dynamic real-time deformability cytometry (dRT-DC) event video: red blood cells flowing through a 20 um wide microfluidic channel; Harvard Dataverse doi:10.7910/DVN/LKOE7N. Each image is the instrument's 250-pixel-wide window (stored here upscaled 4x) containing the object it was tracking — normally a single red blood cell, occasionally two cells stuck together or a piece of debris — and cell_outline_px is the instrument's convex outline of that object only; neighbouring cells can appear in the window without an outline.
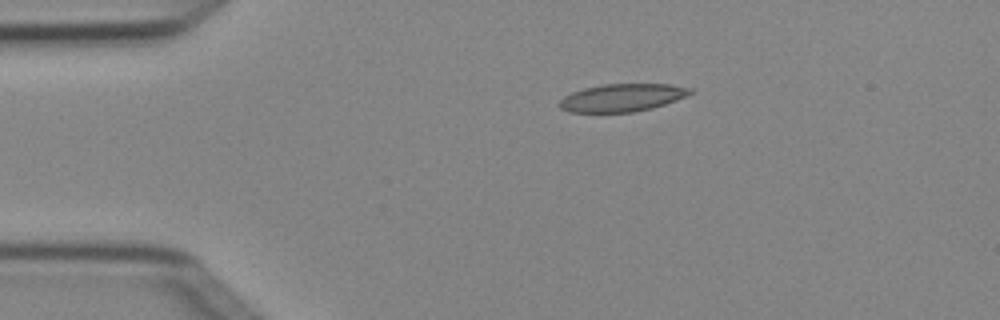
{"species": "Egyptian fruit bat (a non-hibernating species)", "species_latin": "Rousettus aegyptiacus", "temperature_condition": "cold", "stored_images_in_passage": 4, "camera_frame_rate_fps": 3000, "um_per_image_px": 0.085, "animal": {"sex": "female"}, "frame": {"image": 1, "passage_image": 2, "time_ms": 0.333, "image_size_px": [1000, 320], "cell_outline_px": [[696, 92], [688, 96], [652, 108], [632, 112], [568, 112], [560, 108], [556, 104], [564, 96], [572, 92], [584, 88], [604, 84], [672, 84], [692, 88]], "centroid_in_image_um": [52.9, 8.3], "position_along_channel_um": 32.1, "area_um2": 21.33}}
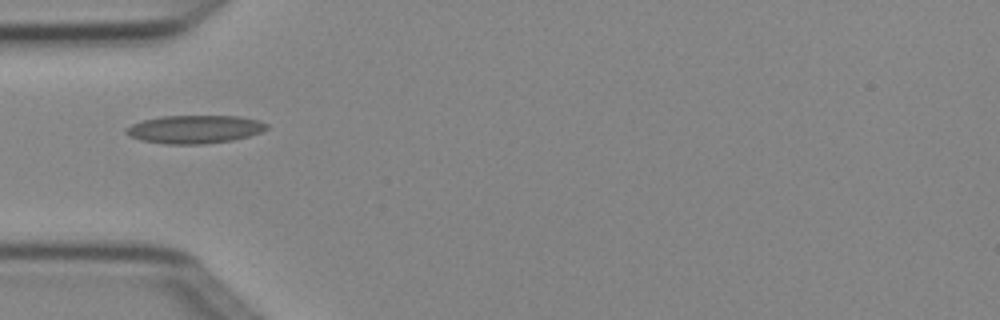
{"frame": {"image": 2, "passage_image": 4, "time_ms": 1.0, "image_size_px": [1000, 320], "cell_outline_px": [[268, 128], [260, 132], [248, 136], [232, 140], [204, 144], [168, 144], [140, 140], [128, 136], [124, 132], [124, 128], [132, 124], [144, 120], [160, 116], [240, 116], [260, 120], [268, 124]], "centroid_in_image_um": [16.53, 10.98], "position_along_channel_um": 68.5, "area_um2": 23.18}}